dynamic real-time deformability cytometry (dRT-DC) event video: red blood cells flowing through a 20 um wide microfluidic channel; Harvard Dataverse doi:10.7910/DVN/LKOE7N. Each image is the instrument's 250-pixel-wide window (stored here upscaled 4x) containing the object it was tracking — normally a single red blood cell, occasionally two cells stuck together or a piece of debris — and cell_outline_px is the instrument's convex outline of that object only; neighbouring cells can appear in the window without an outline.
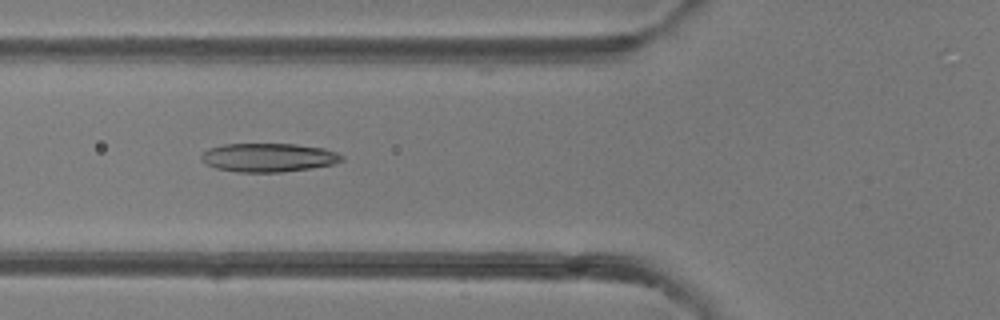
{"species": "common noctule bat (a hibernating species)", "species_latin": "Nyctalus noctula", "temperature_condition": "room temperature", "stored_images_in_passage": 49, "camera_frame_rate_fps": 3000, "um_per_image_px": 0.085, "animal": {"sex": "female"}, "frame": {"image": 1, "passage_image": 18, "time_ms": 5.667, "image_size_px": [1000, 320], "cell_outline_px": [[344, 160], [332, 164], [312, 168], [280, 172], [236, 172], [216, 168], [208, 164], [200, 156], [208, 148], [224, 144], [296, 144], [324, 148], [336, 152], [344, 156]], "centroid_in_image_um": [22.85, 13.38], "position_along_channel_um": 103.0, "area_um2": 23.41}}
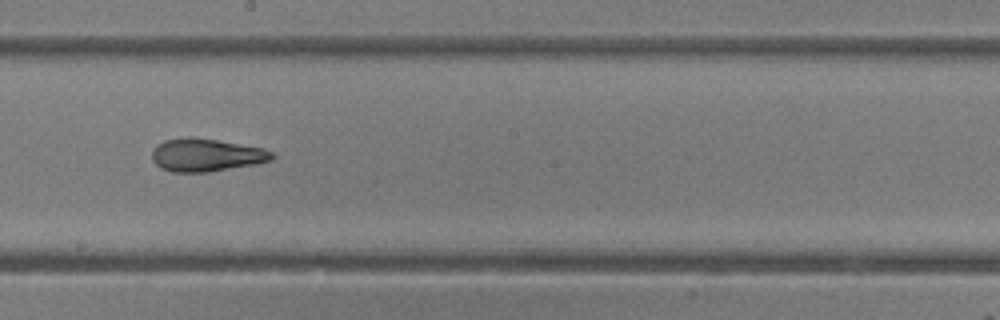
{"frame": {"image": 2, "passage_image": 27, "time_ms": 8.667, "image_size_px": [1000, 320], "cell_outline_px": [[276, 156], [272, 160], [260, 164], [208, 172], [172, 172], [160, 168], [152, 160], [152, 148], [156, 144], [164, 140], [184, 136], [192, 136], [264, 148], [276, 152]], "centroid_in_image_um": [17.55, 13.17], "position_along_channel_um": 230.7, "area_um2": 23.58}}
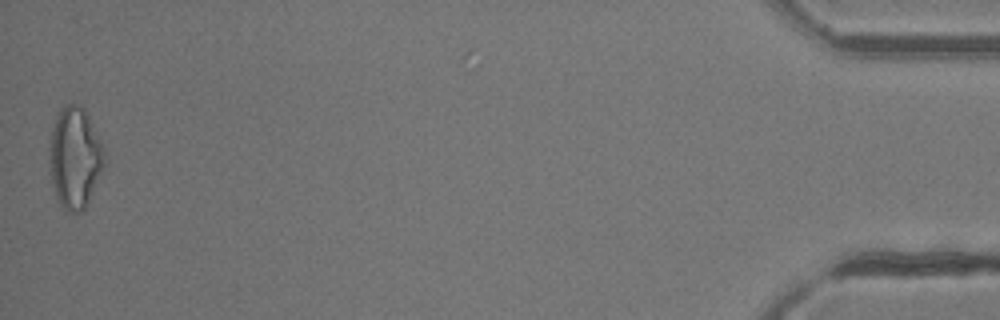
{"frame": {"image": 3, "passage_image": 48, "time_ms": 15.667, "image_size_px": [1000, 320], "cell_outline_px": [[104, 164], [92, 192], [84, 208], [80, 212], [64, 212], [56, 196], [48, 172], [52, 128], [56, 112], [64, 104], [72, 104], [84, 108], [104, 148]], "centroid_in_image_um": [6.32, 13.4], "position_along_channel_um": 428.9, "area_um2": 32.25}, "authors_computed_cell_mechanics": {"area_um2": 24.565, "velocity_mm_per_s": 4.2369, "shape_relaxation_time_tau1_ms": 7.1116, "shape_relaxation_time_tau2_ms": 2.551, "deformation_change_tau1": 0.2055, "deformation_change_tau2": 0.1085}}